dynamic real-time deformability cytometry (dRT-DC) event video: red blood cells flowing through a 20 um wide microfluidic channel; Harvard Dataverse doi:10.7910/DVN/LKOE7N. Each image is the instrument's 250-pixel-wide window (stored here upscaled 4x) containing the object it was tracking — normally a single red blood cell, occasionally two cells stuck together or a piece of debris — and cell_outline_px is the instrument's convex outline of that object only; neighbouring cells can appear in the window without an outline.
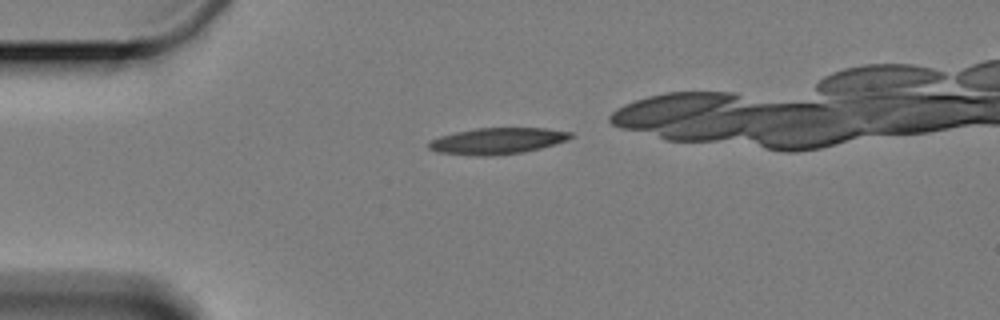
{"species": "Egyptian fruit bat (a non-hibernating species)", "species_latin": "Rousettus aegyptiacus", "temperature_condition": "cold", "stored_images_in_passage": 6, "camera_frame_rate_fps": 3000, "um_per_image_px": 0.085, "animal": {"sex": "female"}, "frame": {"image": 1, "passage_image": 1, "time_ms": 0.0, "image_size_px": [1000, 320], "cell_outline_px": [[572, 136], [564, 140], [540, 148], [524, 152], [492, 156], [476, 156], [436, 152], [428, 148], [428, 144], [432, 140], [440, 136], [456, 132], [476, 128], [544, 128], [572, 132]], "centroid_in_image_um": [42.22, 11.99], "position_along_channel_um": 42.8, "area_um2": 21.56}}